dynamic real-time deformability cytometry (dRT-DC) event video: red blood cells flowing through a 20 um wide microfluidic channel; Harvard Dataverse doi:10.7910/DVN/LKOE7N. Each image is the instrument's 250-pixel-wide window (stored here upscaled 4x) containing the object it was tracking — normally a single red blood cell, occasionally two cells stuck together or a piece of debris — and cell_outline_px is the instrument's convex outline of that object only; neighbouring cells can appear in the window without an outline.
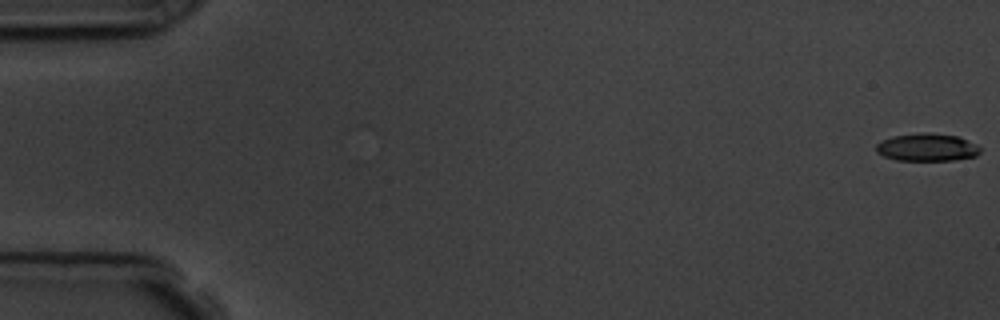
{"species": "common noctule bat (a hibernating species)", "species_latin": "Nyctalus noctula", "temperature_condition": "room temperature", "stored_images_in_passage": 14, "camera_frame_rate_fps": 3000, "um_per_image_px": 0.085, "animal": {"sex": "male", "body_mass_g": 19.5, "forearm_length_mm": 54.6}, "frame": {"image": 1, "passage_image": 1, "time_ms": 0.0, "image_size_px": [1000, 320], "cell_outline_px": [[980, 152], [976, 156], [952, 160], [896, 160], [884, 156], [876, 152], [876, 144], [880, 140], [892, 136], [916, 132], [928, 132], [956, 136], [976, 144], [980, 148]], "centroid_in_image_um": [78.75, 12.51], "position_along_channel_um": 6.3, "area_um2": 16.88}}
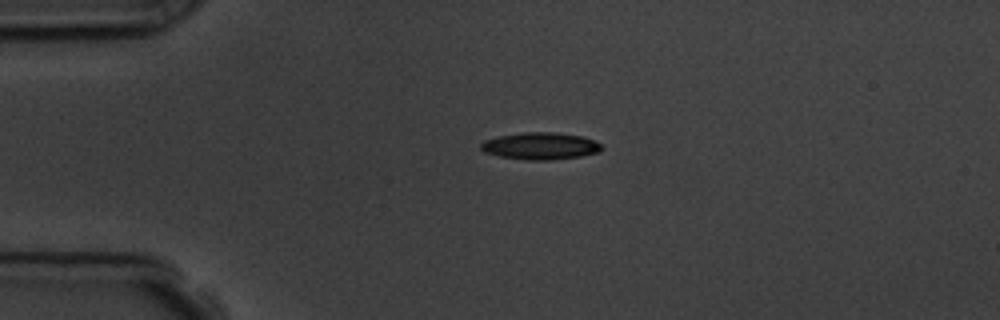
{"frame": {"image": 2, "passage_image": 14, "time_ms": 4.333, "image_size_px": [1000, 320], "cell_outline_px": [[604, 148], [600, 152], [580, 156], [548, 160], [528, 160], [500, 156], [484, 152], [480, 148], [480, 144], [484, 140], [496, 136], [520, 132], [556, 132], [584, 136], [600, 144]], "centroid_in_image_um": [45.92, 12.39], "position_along_channel_um": 39.1, "area_um2": 19.19}}